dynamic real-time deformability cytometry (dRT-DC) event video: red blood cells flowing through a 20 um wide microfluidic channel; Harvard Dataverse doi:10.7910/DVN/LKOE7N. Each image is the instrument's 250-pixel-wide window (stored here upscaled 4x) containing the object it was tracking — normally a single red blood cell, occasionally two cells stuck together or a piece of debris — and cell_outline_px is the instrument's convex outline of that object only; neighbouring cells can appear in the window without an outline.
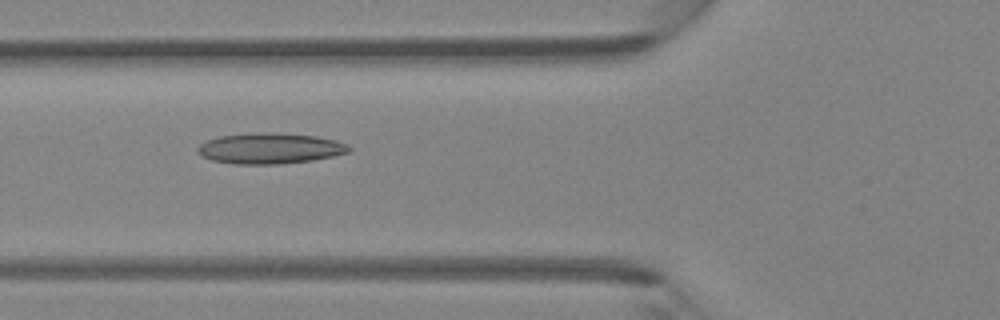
{"species": "Egyptian fruit bat (a non-hibernating species)", "species_latin": "Rousettus aegyptiacus", "temperature_condition": "room temperature", "stored_images_in_passage": 45, "camera_frame_rate_fps": 3000, "um_per_image_px": 0.085, "animal": {"sex": "female"}, "frame": {"image": 1, "passage_image": 17, "time_ms": 5.333, "image_size_px": [1000, 320], "cell_outline_px": [[352, 148], [348, 152], [332, 156], [312, 160], [280, 164], [232, 164], [212, 160], [200, 156], [196, 152], [196, 148], [200, 144], [208, 140], [220, 136], [264, 132], [316, 136], [336, 140], [348, 144]], "centroid_in_image_um": [22.93, 12.62], "position_along_channel_um": 102.9, "area_um2": 27.05}}
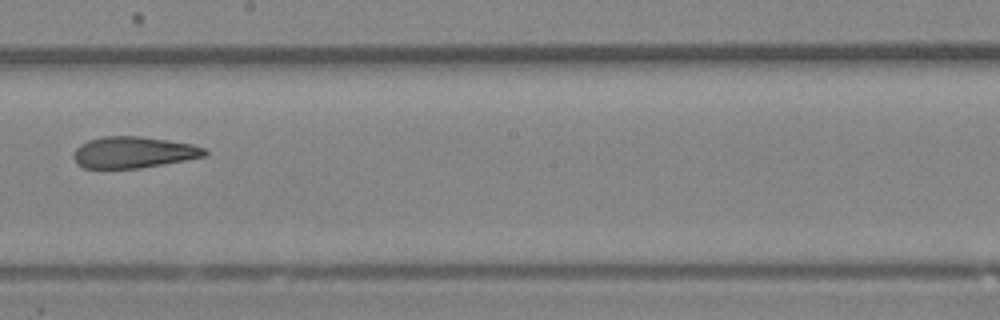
{"frame": {"image": 2, "passage_image": 26, "time_ms": 8.333, "image_size_px": [1000, 320], "cell_outline_px": [[208, 152], [204, 156], [184, 160], [140, 168], [84, 168], [76, 164], [72, 156], [76, 148], [80, 144], [88, 140], [104, 136], [140, 136], [168, 140], [192, 144], [204, 148]], "centroid_in_image_um": [11.3, 12.94], "position_along_channel_um": 236.9, "area_um2": 23.93}}
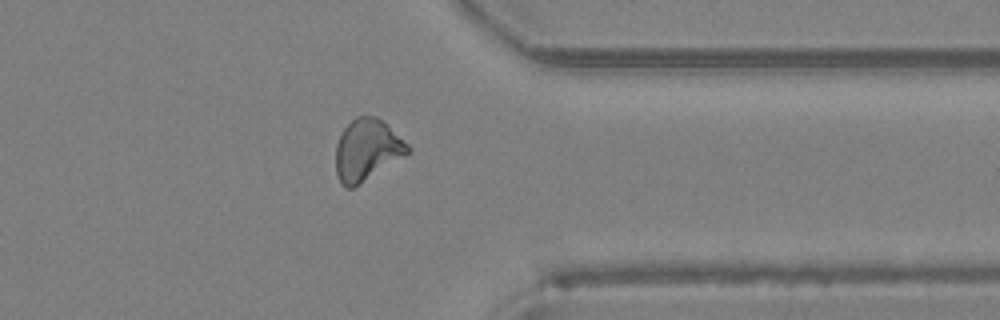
{"frame": {"image": 3, "passage_image": 36, "time_ms": 11.667, "image_size_px": [1000, 320], "cell_outline_px": [[412, 148], [408, 152], [352, 188], [344, 188], [340, 184], [336, 172], [336, 144], [340, 132], [356, 116], [376, 116], [408, 144]], "centroid_in_image_um": [31.13, 12.73], "position_along_channel_um": 380.3, "area_um2": 25.14}}